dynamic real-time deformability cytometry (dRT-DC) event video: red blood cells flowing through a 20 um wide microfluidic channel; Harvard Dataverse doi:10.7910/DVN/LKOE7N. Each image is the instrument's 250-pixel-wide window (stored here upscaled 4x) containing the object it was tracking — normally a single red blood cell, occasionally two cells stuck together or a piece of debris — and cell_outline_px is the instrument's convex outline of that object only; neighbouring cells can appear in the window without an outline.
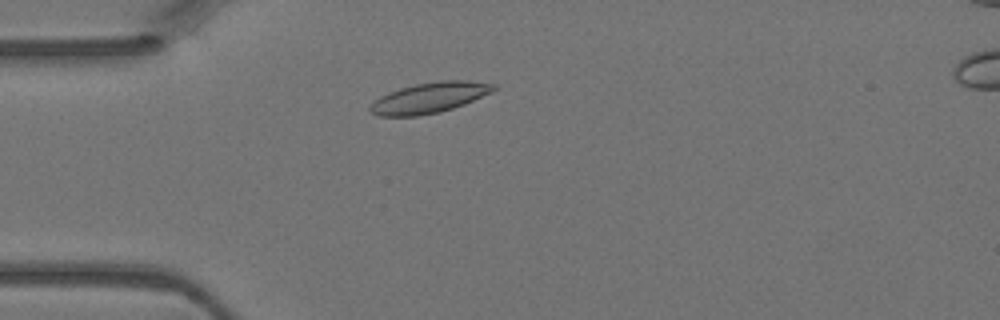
{"species": "Egyptian fruit bat (a non-hibernating species)", "species_latin": "Rousettus aegyptiacus", "temperature_condition": "warm", "stored_images_in_passage": 4, "camera_frame_rate_fps": 3000, "um_per_image_px": 0.085, "animal": {"sex": "female"}, "frame": {"image": 1, "passage_image": 3, "time_ms": 0.667, "image_size_px": [1000, 320], "cell_outline_px": [[496, 88], [492, 92], [464, 104], [440, 112], [416, 116], [380, 116], [372, 112], [368, 108], [380, 96], [388, 92], [400, 88], [416, 84], [440, 80], [464, 80], [496, 84]], "centroid_in_image_um": [36.51, 8.3], "position_along_channel_um": 48.5, "area_um2": 21.79}}